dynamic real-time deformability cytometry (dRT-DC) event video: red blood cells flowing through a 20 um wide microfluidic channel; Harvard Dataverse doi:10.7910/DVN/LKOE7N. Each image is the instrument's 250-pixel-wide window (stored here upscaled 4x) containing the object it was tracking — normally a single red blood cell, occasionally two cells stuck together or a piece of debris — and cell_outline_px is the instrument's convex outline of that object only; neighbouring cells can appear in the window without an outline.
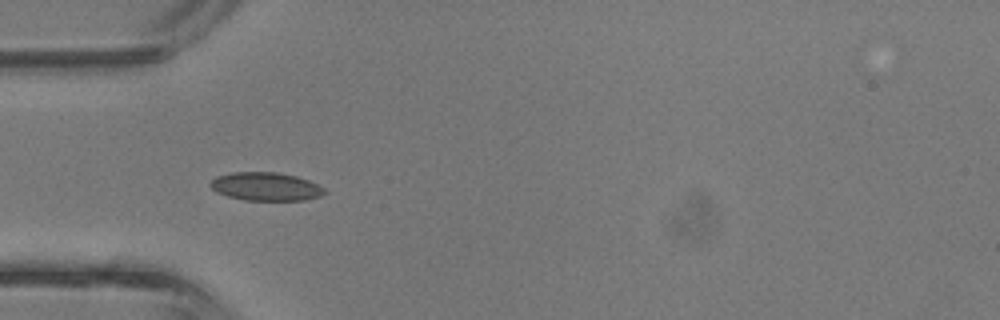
{"species": "common noctule bat (a hibernating species)", "species_latin": "Nyctalus noctula", "temperature_condition": "room temperature", "stored_images_in_passage": 35, "camera_frame_rate_fps": 3000, "um_per_image_px": 0.085, "animal": {"sex": "male", "body_mass_g": 13.3}, "frame": {"image": 1, "passage_image": 6, "time_ms": 1.667, "image_size_px": [1000, 320], "cell_outline_px": [[328, 192], [320, 196], [304, 200], [244, 200], [228, 196], [216, 192], [208, 184], [216, 176], [232, 172], [276, 172], [296, 176], [308, 180], [324, 188]], "centroid_in_image_um": [22.58, 15.85], "position_along_channel_um": 62.4, "area_um2": 18.84}}
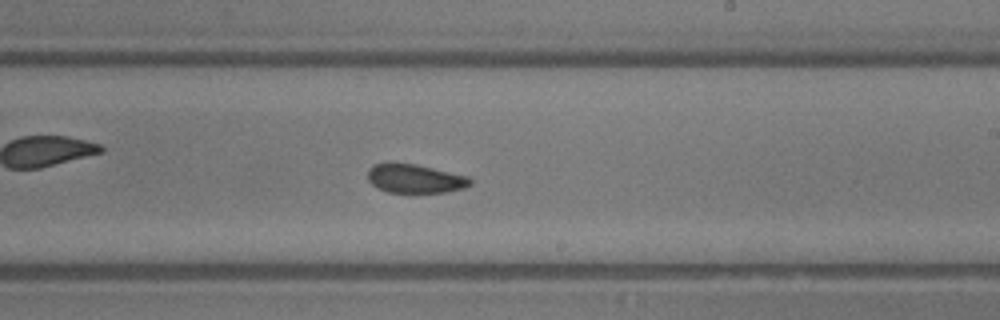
{"frame": {"image": 2, "passage_image": 18, "time_ms": 5.667, "image_size_px": [1000, 320], "cell_outline_px": [[472, 184], [464, 188], [448, 192], [412, 196], [388, 192], [376, 188], [368, 180], [368, 168], [372, 164], [416, 164], [468, 176], [472, 180]], "centroid_in_image_um": [35.29, 15.25], "position_along_channel_um": 253.7, "area_um2": 17.98}}
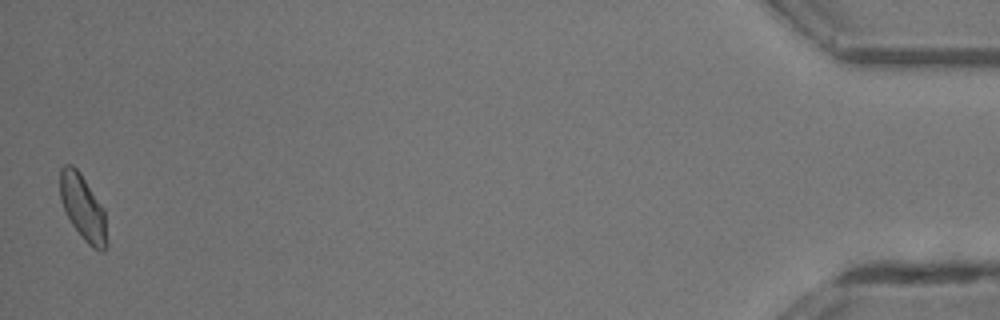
{"frame": {"image": 3, "passage_image": 35, "time_ms": 11.333, "image_size_px": [1000, 320], "cell_outline_px": [[108, 248], [104, 252], [100, 252], [92, 248], [84, 240], [72, 224], [60, 200], [60, 168], [64, 164], [72, 164], [80, 172], [104, 208], [108, 244]], "centroid_in_image_um": [7.08, 17.68], "position_along_channel_um": 428.1, "area_um2": 18.09}, "authors_computed_cell_mechanics": {"area_um2": 17.8024, "velocity_mm_per_s": 4.8146, "shape_relaxation_time_tau1_ms": null, "shape_relaxation_time_tau2_ms": 1.348, "deformation_change_tau1": null, "deformation_change_tau2": 0.0502}}